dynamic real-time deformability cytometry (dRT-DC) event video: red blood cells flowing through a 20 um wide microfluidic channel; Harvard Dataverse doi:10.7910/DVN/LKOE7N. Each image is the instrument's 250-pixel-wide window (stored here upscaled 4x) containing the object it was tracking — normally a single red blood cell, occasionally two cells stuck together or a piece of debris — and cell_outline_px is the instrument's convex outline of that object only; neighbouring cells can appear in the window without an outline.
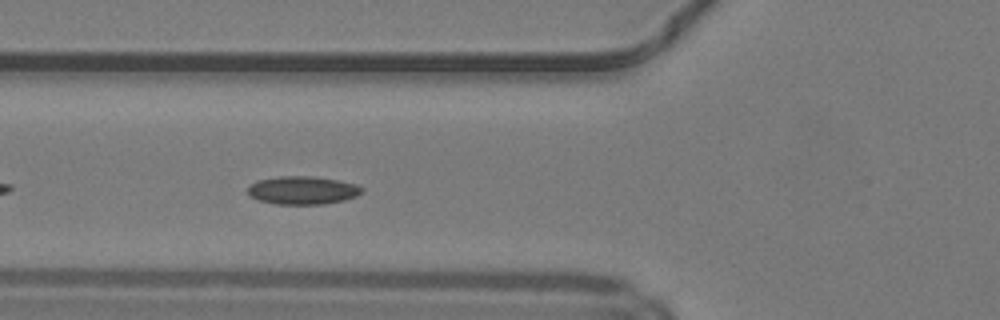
{"species": "common noctule bat (a hibernating species)", "species_latin": "Nyctalus noctula", "temperature_condition": "warm", "stored_images_in_passage": 32, "camera_frame_rate_fps": 3000, "um_per_image_px": 0.085, "animal": {"sex": "male", "body_mass_g": 19.2, "forearm_length_mm": 51.8}, "frame": {"image": 1, "passage_image": 5, "time_ms": 1.333, "image_size_px": [1000, 320], "cell_outline_px": [[364, 192], [356, 196], [344, 200], [324, 204], [276, 204], [260, 200], [248, 196], [248, 188], [256, 180], [280, 176], [312, 176], [340, 180], [356, 184], [364, 188]], "centroid_in_image_um": [25.75, 16.17], "position_along_channel_um": 100.1, "area_um2": 18.84}, "authors_computed_cell_mechanics": {"area_um2": 17.6579, "velocity_mm_per_s": 4.1736, "shape_relaxation_time_tau1_ms": 3.7557, "shape_relaxation_time_tau2_ms": 5.5981, "deformation_change_tau1": 0.0835, "deformation_change_tau2": 0.1282}}